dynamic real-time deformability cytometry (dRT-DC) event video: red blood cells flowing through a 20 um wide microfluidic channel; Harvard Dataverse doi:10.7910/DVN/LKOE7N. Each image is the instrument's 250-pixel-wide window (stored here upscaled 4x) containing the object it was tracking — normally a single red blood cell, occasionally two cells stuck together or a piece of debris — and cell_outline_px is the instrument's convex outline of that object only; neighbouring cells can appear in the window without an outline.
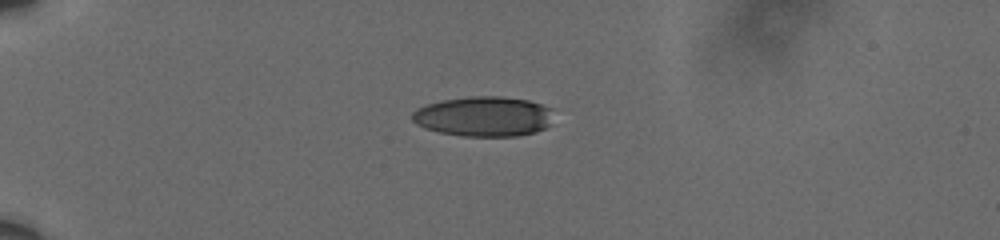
{"species": "human", "species_latin": "Homo sapiens", "temperature_condition": "cold", "stored_images_in_passage": 43, "camera_frame_rate_fps": 3000, "um_per_image_px": 0.085, "donor": {"sex": "male"}, "frame": {"image": 1, "passage_image": 1, "time_ms": 0.0, "image_size_px": [1000, 240], "cell_outline_px": [[552, 108], [548, 124], [544, 128], [536, 132], [516, 136], [464, 136], [440, 132], [424, 128], [416, 124], [412, 120], [412, 112], [416, 108], [428, 104], [444, 100], [468, 96], [500, 96], [528, 100]], "centroid_in_image_um": [41.08, 9.89], "position_along_channel_um": 43.9, "area_um2": 32.83}}
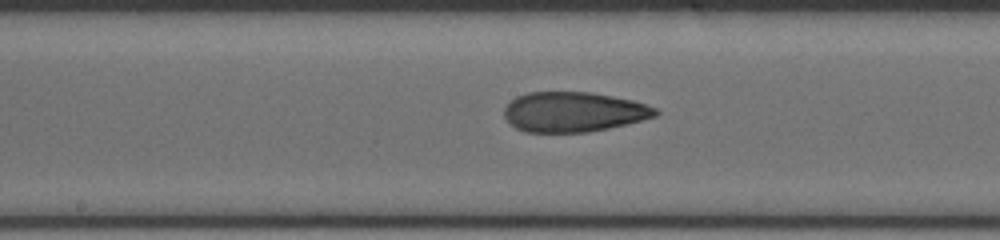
{"frame": {"image": 2, "passage_image": 18, "time_ms": 5.667, "image_size_px": [1000, 240], "cell_outline_px": [[660, 112], [656, 116], [608, 128], [588, 132], [524, 132], [516, 128], [504, 116], [504, 108], [516, 96], [528, 92], [592, 92], [632, 100], [656, 108]], "centroid_in_image_um": [48.73, 9.51], "position_along_channel_um": 199.5, "area_um2": 35.03}}
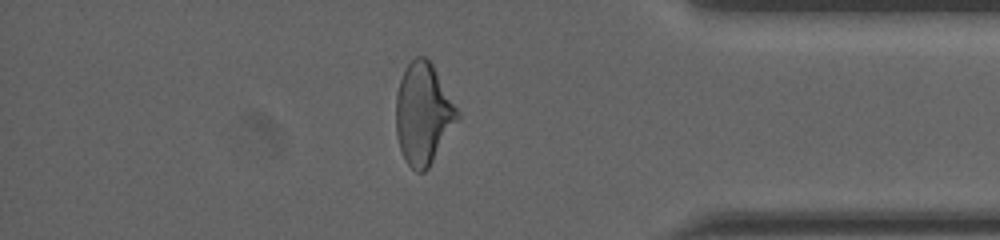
{"frame": {"image": 3, "passage_image": 36, "time_ms": 11.667, "image_size_px": [1000, 240], "cell_outline_px": [[460, 116], [428, 168], [424, 172], [416, 172], [404, 160], [400, 148], [396, 132], [396, 92], [404, 68], [416, 56], [424, 56], [432, 64], [460, 112]], "centroid_in_image_um": [35.96, 9.66], "position_along_channel_um": 399.2, "area_um2": 36.07}, "authors_computed_cell_mechanics": {"area_um2": 35.6626, "velocity_mm_per_s": 3.6325, "shape_relaxation_time_tau1_ms": null, "shape_relaxation_time_tau2_ms": 2.1736, "deformation_change_tau1": null, "deformation_change_tau2": 0.0972}}